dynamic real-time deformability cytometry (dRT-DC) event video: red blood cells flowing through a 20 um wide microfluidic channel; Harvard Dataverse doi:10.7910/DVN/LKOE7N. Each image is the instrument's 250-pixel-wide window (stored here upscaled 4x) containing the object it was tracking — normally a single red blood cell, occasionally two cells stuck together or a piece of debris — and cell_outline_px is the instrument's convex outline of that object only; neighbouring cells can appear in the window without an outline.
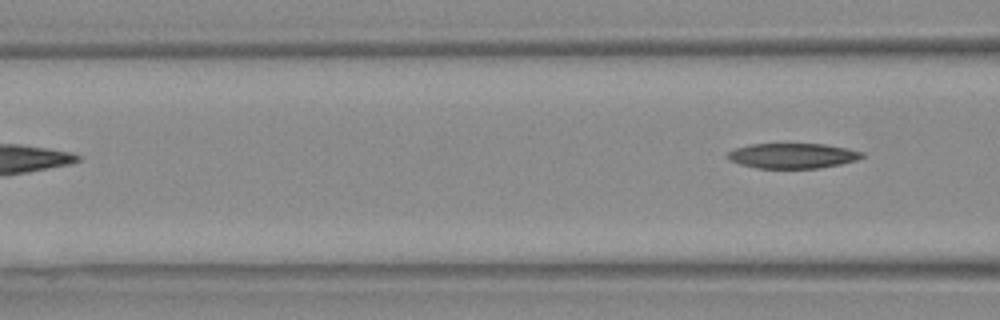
{"species": "Egyptian fruit bat (a non-hibernating species)", "species_latin": "Rousettus aegyptiacus", "temperature_condition": "warm", "stored_images_in_passage": 7, "camera_frame_rate_fps": 3000, "um_per_image_px": 0.085, "animal": {"sex": "female"}, "frame": {"image": 1, "passage_image": 7, "time_ms": 2.0, "image_size_px": [1000, 320], "cell_outline_px": [[864, 156], [856, 160], [840, 164], [820, 168], [756, 168], [740, 164], [732, 160], [728, 156], [728, 152], [736, 148], [752, 144], [824, 144], [848, 148], [864, 152]], "centroid_in_image_um": [67.42, 13.24], "position_along_channel_um": 99.2, "area_um2": 19.54}}